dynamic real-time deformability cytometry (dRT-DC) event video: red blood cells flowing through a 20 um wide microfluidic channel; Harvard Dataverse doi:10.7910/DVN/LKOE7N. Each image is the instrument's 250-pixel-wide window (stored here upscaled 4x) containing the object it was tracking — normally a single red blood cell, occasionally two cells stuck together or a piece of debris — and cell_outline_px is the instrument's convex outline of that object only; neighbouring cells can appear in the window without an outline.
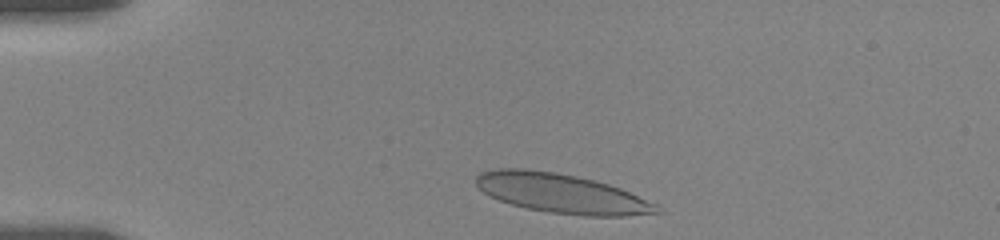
{"species": "human", "species_latin": "Homo sapiens", "temperature_condition": "room temperature", "stored_images_in_passage": 7, "camera_frame_rate_fps": 3000, "um_per_image_px": 0.085, "donor": {"sex": "female"}, "frame": {"image": 1, "passage_image": 2, "time_ms": 0.333, "image_size_px": [1000, 240], "cell_outline_px": [[664, 212], [624, 216], [584, 216], [548, 212], [528, 208], [512, 204], [500, 200], [484, 192], [476, 184], [476, 176], [480, 172], [496, 168], [528, 168], [556, 172], [576, 176], [608, 184], [620, 188], [656, 204]], "centroid_in_image_um": [47.73, 16.43], "position_along_channel_um": 37.3, "area_um2": 41.33}}
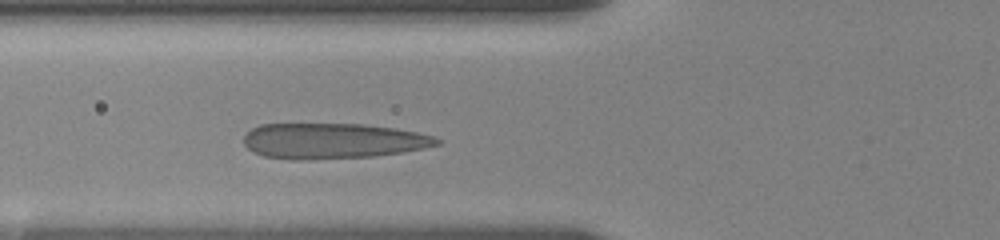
{"frame": {"image": 2, "passage_image": 7, "time_ms": 3.333, "image_size_px": [1000, 240], "cell_outline_px": [[440, 144], [424, 148], [400, 152], [372, 156], [304, 160], [292, 160], [264, 156], [252, 152], [244, 144], [244, 136], [252, 128], [260, 124], [364, 124], [392, 128], [416, 132], [432, 136], [440, 140]], "centroid_in_image_um": [28.23, 11.98], "position_along_channel_um": 97.6, "area_um2": 39.82}}